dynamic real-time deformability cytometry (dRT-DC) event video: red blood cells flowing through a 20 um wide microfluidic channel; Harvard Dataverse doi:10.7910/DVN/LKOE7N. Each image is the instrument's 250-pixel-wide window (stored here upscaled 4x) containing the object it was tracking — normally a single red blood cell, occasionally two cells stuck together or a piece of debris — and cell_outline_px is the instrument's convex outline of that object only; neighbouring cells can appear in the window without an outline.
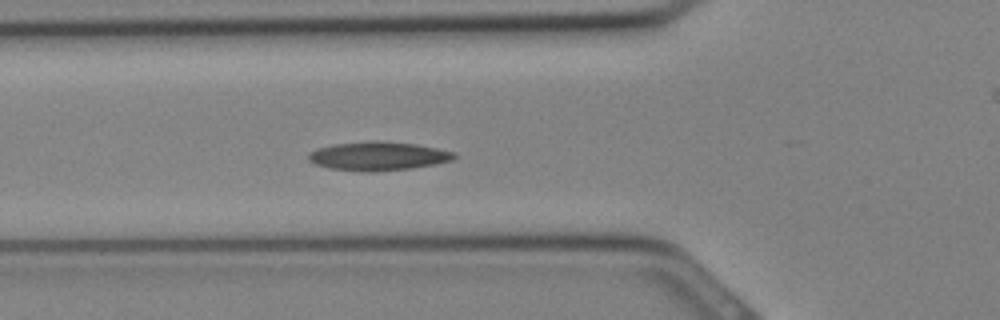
{"species": "Egyptian fruit bat (a non-hibernating species)", "species_latin": "Rousettus aegyptiacus", "temperature_condition": "cold", "stored_images_in_passage": 14, "camera_frame_rate_fps": 3000, "um_per_image_px": 0.085, "animal": {"sex": "female"}, "frame": {"image": 1, "passage_image": 2, "time_ms": 0.333, "image_size_px": [1000, 320], "cell_outline_px": [[456, 156], [452, 160], [412, 168], [372, 172], [360, 172], [332, 168], [316, 164], [308, 160], [308, 152], [316, 148], [332, 144], [372, 140], [376, 140], [416, 144], [436, 148], [452, 152]], "centroid_in_image_um": [32.07, 13.26], "position_along_channel_um": 93.7, "area_um2": 24.39}}
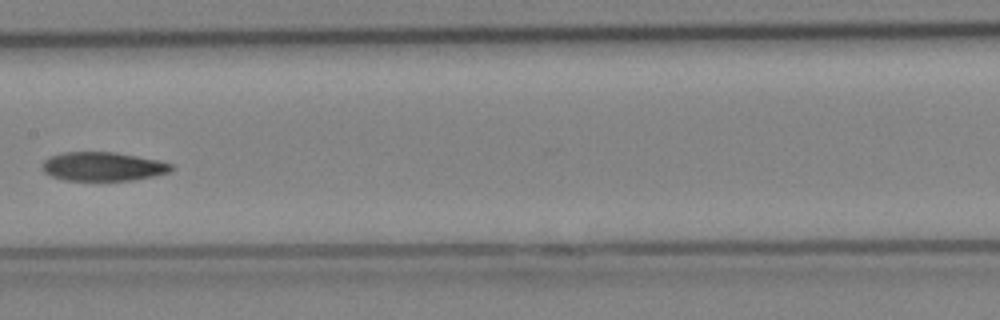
{"frame": {"image": 2, "passage_image": 7, "time_ms": 2.0, "image_size_px": [1000, 320], "cell_outline_px": [[172, 172], [132, 180], [64, 180], [52, 176], [44, 172], [40, 164], [48, 156], [64, 152], [116, 152], [160, 160], [172, 164]], "centroid_in_image_um": [8.73, 14.14], "position_along_channel_um": 198.7, "area_um2": 21.85}}
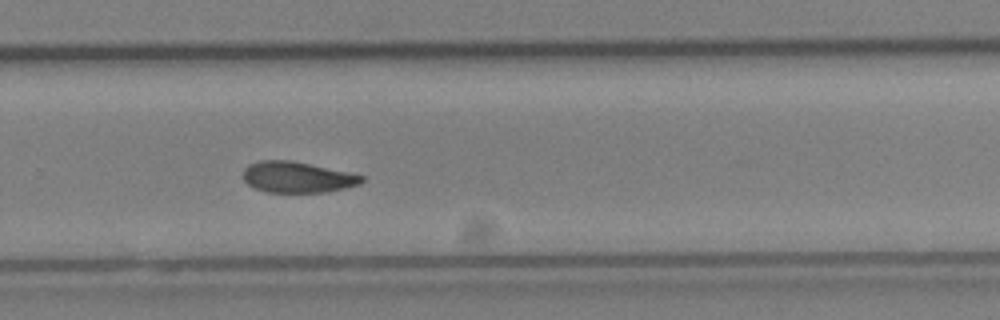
{"frame": {"image": 3, "passage_image": 12, "time_ms": 3.667, "image_size_px": [1000, 320], "cell_outline_px": [[364, 180], [360, 184], [328, 192], [268, 192], [256, 188], [248, 184], [244, 180], [244, 168], [248, 164], [260, 160], [288, 160], [348, 172], [364, 176]], "centroid_in_image_um": [25.26, 15.06], "position_along_channel_um": 304.5, "area_um2": 21.15}}